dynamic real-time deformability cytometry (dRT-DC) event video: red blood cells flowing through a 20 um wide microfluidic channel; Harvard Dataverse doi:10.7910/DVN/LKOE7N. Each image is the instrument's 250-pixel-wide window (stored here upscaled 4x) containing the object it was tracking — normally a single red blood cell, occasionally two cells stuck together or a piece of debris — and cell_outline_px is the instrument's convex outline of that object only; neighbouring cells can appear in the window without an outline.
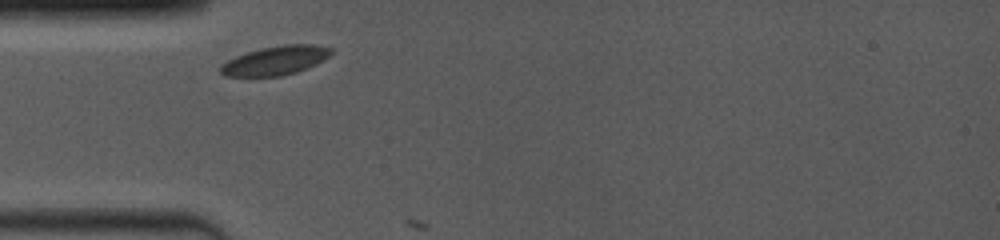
{"species": "common noctule bat (a hibernating species)", "species_latin": "Nyctalus noctula", "temperature_condition": "room temperature", "stored_images_in_passage": 2, "camera_frame_rate_fps": 4000, "um_per_image_px": 0.085, "animal": {"sex": "female", "body_mass_g": 19.0, "forearm_length_mm": 53.3}, "frame": {"image": 1, "passage_image": 1, "time_ms": 0.0, "image_size_px": [1000, 240], "cell_outline_px": [[332, 52], [324, 60], [296, 72], [280, 76], [224, 76], [220, 72], [220, 64], [236, 56], [260, 48], [284, 44], [316, 44], [332, 48]], "centroid_in_image_um": [23.4, 5.13], "position_along_channel_um": 61.6, "area_um2": 18.61}}